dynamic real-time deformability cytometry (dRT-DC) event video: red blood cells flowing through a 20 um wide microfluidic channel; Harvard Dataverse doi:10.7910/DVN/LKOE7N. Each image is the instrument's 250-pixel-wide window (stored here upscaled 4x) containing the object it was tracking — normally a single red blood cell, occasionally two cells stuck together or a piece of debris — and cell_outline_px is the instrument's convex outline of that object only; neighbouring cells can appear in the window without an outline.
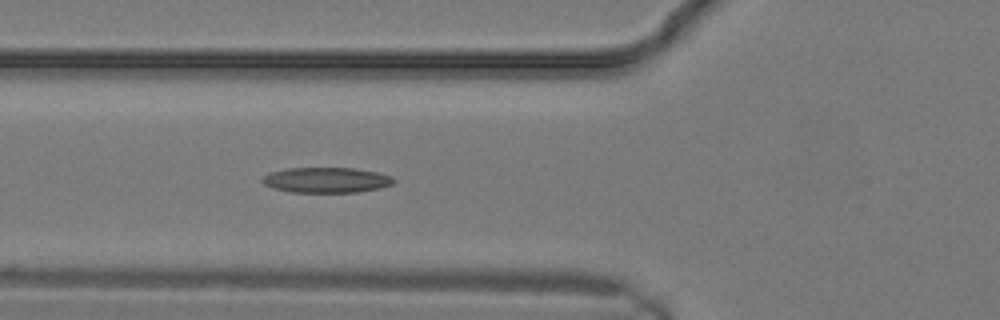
{"species": "common noctule bat (a hibernating species)", "species_latin": "Nyctalus noctula", "temperature_condition": "warm", "stored_images_in_passage": 10, "camera_frame_rate_fps": 3000, "um_per_image_px": 0.085, "animal": {"sex": "male", "body_mass_g": 19.2, "forearm_length_mm": 51.8}, "frame": {"image": 1, "passage_image": 10, "time_ms": 3.0, "image_size_px": [1000, 320], "cell_outline_px": [[396, 180], [392, 184], [380, 188], [356, 192], [288, 192], [272, 188], [264, 184], [260, 180], [268, 172], [288, 168], [356, 168], [376, 172], [392, 176]], "centroid_in_image_um": [27.71, 15.3], "position_along_channel_um": 98.1, "area_um2": 19.54}}